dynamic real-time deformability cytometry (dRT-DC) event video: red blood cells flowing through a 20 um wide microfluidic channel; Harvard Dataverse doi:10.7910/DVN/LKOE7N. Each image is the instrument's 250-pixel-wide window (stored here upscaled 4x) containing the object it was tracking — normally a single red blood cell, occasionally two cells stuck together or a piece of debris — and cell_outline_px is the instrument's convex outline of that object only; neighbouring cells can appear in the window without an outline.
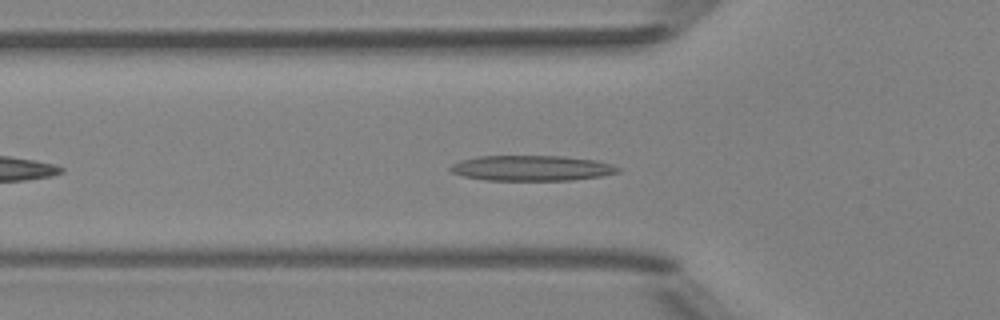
{"species": "Egyptian fruit bat (a non-hibernating species)", "species_latin": "Rousettus aegyptiacus", "temperature_condition": "room temperature", "stored_images_in_passage": 33, "camera_frame_rate_fps": 3000, "um_per_image_px": 0.085, "animal": {"sex": "female"}, "frame": {"image": 1, "passage_image": 7, "time_ms": 2.0, "image_size_px": [1000, 320], "cell_outline_px": [[620, 172], [600, 176], [572, 180], [484, 180], [464, 176], [452, 172], [448, 168], [452, 164], [460, 160], [476, 156], [564, 156], [596, 160], [612, 164], [620, 168]], "centroid_in_image_um": [45.18, 14.28], "position_along_channel_um": 80.6, "area_um2": 24.85}}
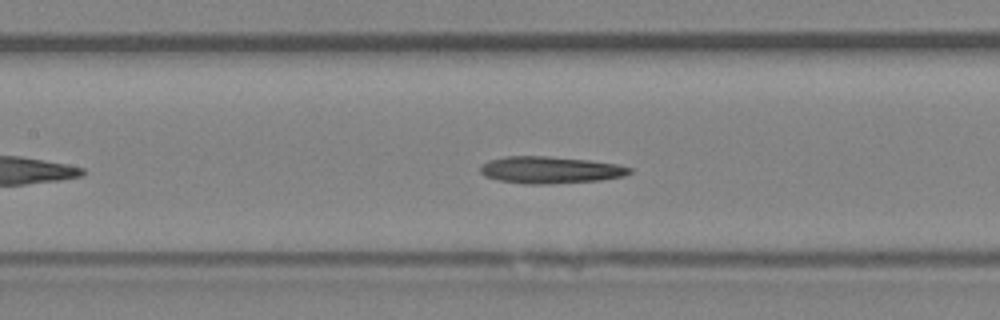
{"frame": {"image": 2, "passage_image": 13, "time_ms": 4.0, "image_size_px": [1000, 320], "cell_outline_px": [[632, 172], [624, 176], [600, 180], [548, 184], [524, 184], [500, 180], [484, 176], [480, 172], [480, 168], [488, 160], [504, 156], [548, 156], [588, 160], [616, 164], [632, 168]], "centroid_in_image_um": [46.76, 14.44], "position_along_channel_um": 160.6, "area_um2": 23.41}}
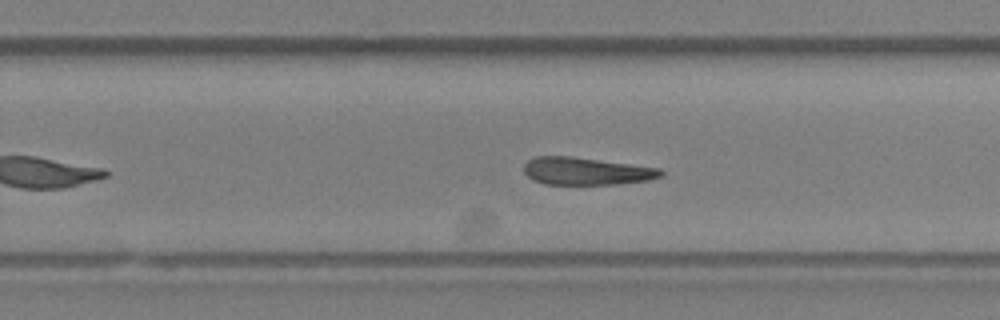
{"frame": {"image": 3, "passage_image": 22, "time_ms": 7.0, "image_size_px": [1000, 320], "cell_outline_px": [[664, 172], [660, 176], [648, 180], [616, 184], [544, 184], [532, 180], [524, 172], [524, 164], [528, 160], [536, 156], [572, 156], [660, 168]], "centroid_in_image_um": [49.8, 14.54], "position_along_channel_um": 280.0, "area_um2": 21.91}, "authors_computed_cell_mechanics": {"area_um2": 23.0622, "velocity_mm_per_s": 4.0031, "shape_relaxation_time_tau1_ms": null, "shape_relaxation_time_tau2_ms": 7.4994, "deformation_change_tau1": null, "deformation_change_tau2": 0.2027}}